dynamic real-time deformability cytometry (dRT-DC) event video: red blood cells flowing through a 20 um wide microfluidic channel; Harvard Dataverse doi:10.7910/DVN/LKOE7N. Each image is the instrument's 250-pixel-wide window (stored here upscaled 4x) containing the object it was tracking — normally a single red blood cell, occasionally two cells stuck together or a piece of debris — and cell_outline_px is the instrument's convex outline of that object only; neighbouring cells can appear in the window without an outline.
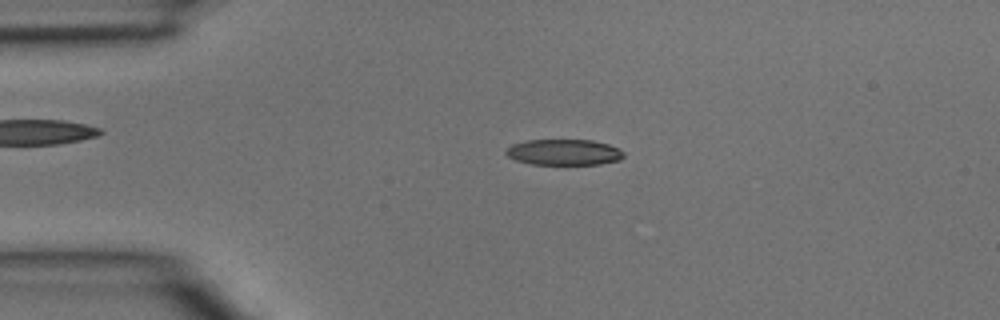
{"species": "common noctule bat (a hibernating species)", "species_latin": "Nyctalus noctula", "temperature_condition": "room temperature", "stored_images_in_passage": 4, "camera_frame_rate_fps": 3000, "um_per_image_px": 0.085, "animal": {"sex": "male", "body_mass_g": 15.6}, "frame": {"image": 1, "passage_image": 2, "time_ms": 0.333, "image_size_px": [1000, 320], "cell_outline_px": [[624, 156], [620, 160], [600, 164], [532, 164], [516, 160], [508, 156], [504, 152], [512, 144], [524, 140], [592, 140], [608, 144], [620, 148], [624, 152]], "centroid_in_image_um": [47.95, 12.93], "position_along_channel_um": 37.0, "area_um2": 17.8}}
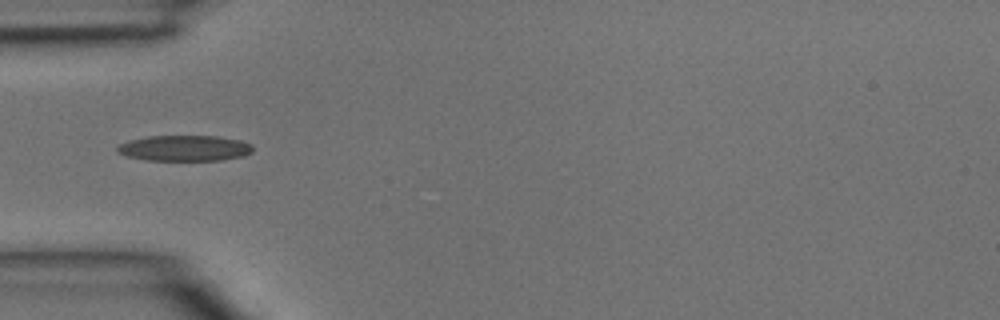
{"frame": {"image": 2, "passage_image": 3, "time_ms": 0.667, "image_size_px": [1000, 320], "cell_outline_px": [[252, 152], [244, 156], [220, 160], [144, 160], [128, 156], [116, 152], [116, 148], [120, 144], [128, 140], [148, 136], [216, 136], [240, 140], [252, 144]], "centroid_in_image_um": [15.68, 12.59], "position_along_channel_um": 69.3, "area_um2": 20.35}}